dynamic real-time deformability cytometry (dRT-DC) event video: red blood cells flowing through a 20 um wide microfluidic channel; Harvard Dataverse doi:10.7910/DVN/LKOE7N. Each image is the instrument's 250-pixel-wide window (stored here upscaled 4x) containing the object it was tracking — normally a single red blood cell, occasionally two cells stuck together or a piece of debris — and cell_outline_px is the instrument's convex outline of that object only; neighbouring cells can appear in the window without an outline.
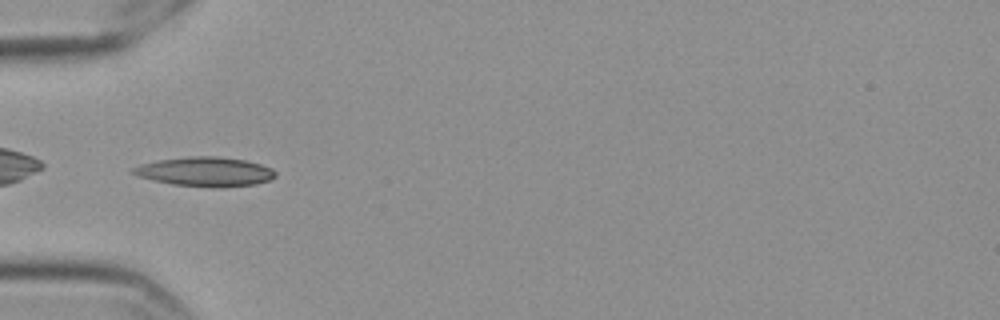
{"species": "Egyptian fruit bat (a non-hibernating species)", "species_latin": "Rousettus aegyptiacus", "temperature_condition": "cold", "stored_images_in_passage": 39, "camera_frame_rate_fps": 3000, "um_per_image_px": 0.085, "frame": {"image": 1, "passage_image": 1, "time_ms": 0.0, "image_size_px": [1000, 320], "cell_outline_px": [[276, 176], [268, 180], [256, 184], [220, 188], [212, 188], [172, 184], [136, 176], [128, 172], [132, 168], [140, 164], [156, 160], [188, 156], [216, 156], [244, 160], [260, 164], [272, 168], [276, 172]], "centroid_in_image_um": [17.4, 14.6], "position_along_channel_um": 67.6, "area_um2": 24.62}}
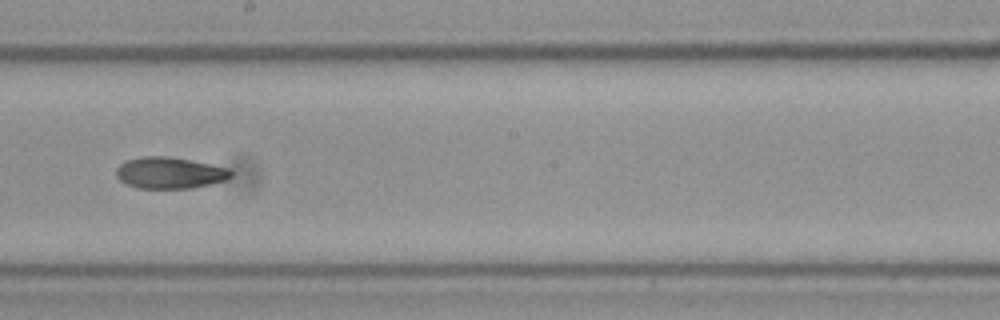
{"frame": {"image": 2, "passage_image": 15, "time_ms": 4.667, "image_size_px": [1000, 320], "cell_outline_px": [[232, 176], [224, 180], [192, 188], [136, 188], [120, 180], [116, 176], [116, 168], [120, 164], [128, 160], [144, 156], [168, 156], [228, 168], [232, 172]], "centroid_in_image_um": [14.39, 14.69], "position_along_channel_um": 233.8, "area_um2": 20.69}}
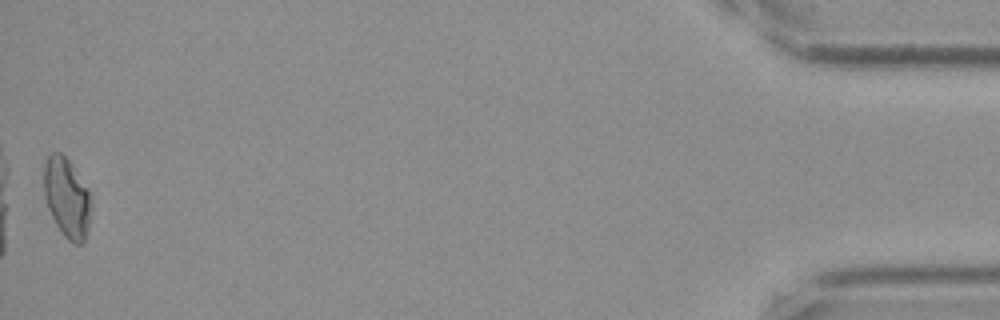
{"frame": {"image": 3, "passage_image": 39, "time_ms": 12.667, "image_size_px": [1000, 320], "cell_outline_px": [[92, 208], [88, 228], [84, 240], [80, 244], [72, 244], [64, 236], [56, 224], [48, 208], [44, 196], [44, 164], [48, 156], [52, 152], [60, 152], [68, 160], [88, 188], [92, 204]], "centroid_in_image_um": [5.69, 16.82], "position_along_channel_um": 429.5, "area_um2": 21.96}, "authors_computed_cell_mechanics": {"area_um2": 21.2704, "velocity_mm_per_s": 3.5625, "shape_relaxation_time_tau1_ms": 8.0339, "shape_relaxation_time_tau2_ms": 8.3898, "deformation_change_tau1": 0.1932, "deformation_change_tau2": 0.1406}}